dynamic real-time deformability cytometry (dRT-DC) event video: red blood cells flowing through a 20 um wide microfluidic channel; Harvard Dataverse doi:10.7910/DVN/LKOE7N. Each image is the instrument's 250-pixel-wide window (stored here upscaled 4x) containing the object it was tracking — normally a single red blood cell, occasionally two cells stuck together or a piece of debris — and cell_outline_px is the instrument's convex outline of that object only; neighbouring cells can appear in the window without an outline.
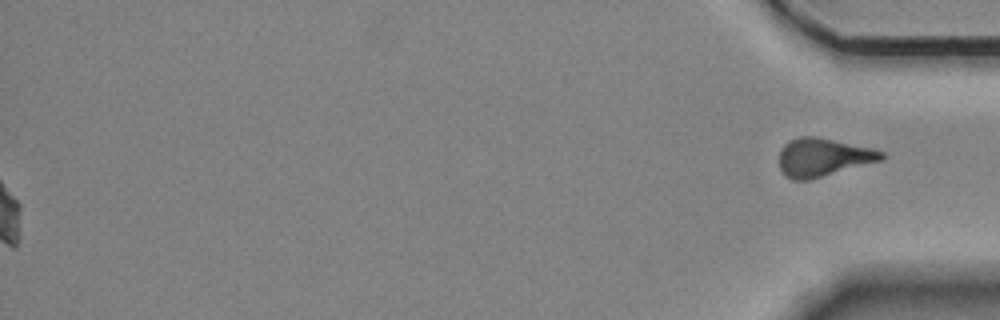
{"species": "Egyptian fruit bat (a non-hibernating species)", "species_latin": "Rousettus aegyptiacus", "temperature_condition": "room temperature", "stored_images_in_passage": 46, "segment_of_instrument_passage": [2, 2], "camera_frame_rate_fps": 3000, "um_per_image_px": 0.085, "animal": {"sex": "female"}, "frame": {"image": 1, "passage_image": 46, "time_ms": 15.0, "image_size_px": [1000, 320], "cell_outline_px": [[884, 160], [812, 180], [792, 180], [784, 176], [780, 168], [780, 148], [788, 140], [800, 136], [816, 136], [872, 148], [884, 152]], "centroid_in_image_um": [69.96, 13.38], "position_along_channel_um": 365.2, "area_um2": 23.24}}